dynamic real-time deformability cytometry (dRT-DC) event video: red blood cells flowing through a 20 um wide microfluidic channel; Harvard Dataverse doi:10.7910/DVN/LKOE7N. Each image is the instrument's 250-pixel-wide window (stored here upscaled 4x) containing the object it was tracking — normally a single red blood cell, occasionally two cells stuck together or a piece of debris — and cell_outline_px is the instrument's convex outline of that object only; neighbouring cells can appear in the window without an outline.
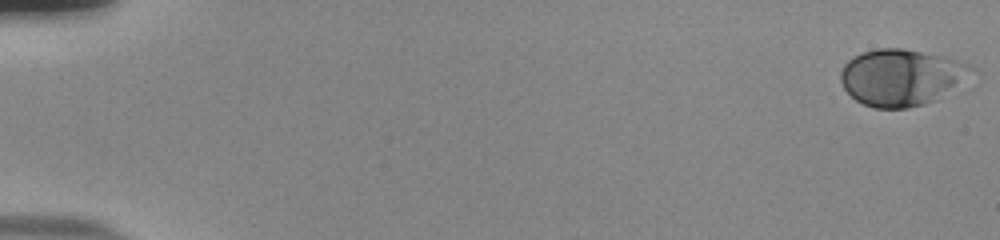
{"species": "human", "species_latin": "Homo sapiens", "temperature_condition": "room temperature", "stored_images_in_passage": 48, "camera_frame_rate_fps": 3000, "um_per_image_px": 0.085, "donor": {"sex": "male"}, "frame": {"image": 1, "passage_image": 1, "time_ms": 0.0, "image_size_px": [1000, 240], "cell_outline_px": [[972, 68], [936, 100], [924, 104], [908, 108], [876, 108], [864, 104], [856, 100], [844, 88], [840, 80], [840, 72], [844, 64], [852, 56], [876, 48], [900, 48], [940, 56], [956, 60], [968, 64]], "centroid_in_image_um": [76.46, 6.57], "position_along_channel_um": 8.5, "area_um2": 41.79}}
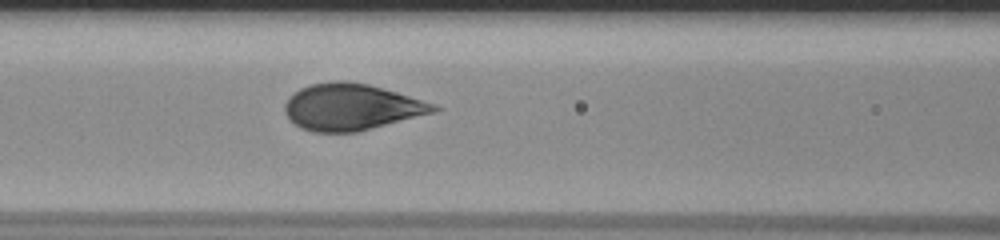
{"frame": {"image": 2, "passage_image": 25, "time_ms": 8.0, "image_size_px": [1000, 240], "cell_outline_px": [[444, 108], [436, 112], [356, 132], [312, 132], [300, 128], [284, 112], [284, 104], [288, 96], [300, 88], [312, 84], [332, 80], [344, 80], [368, 84], [396, 92], [436, 104]], "centroid_in_image_um": [29.86, 9.09], "position_along_channel_um": 136.7, "area_um2": 40.4}}
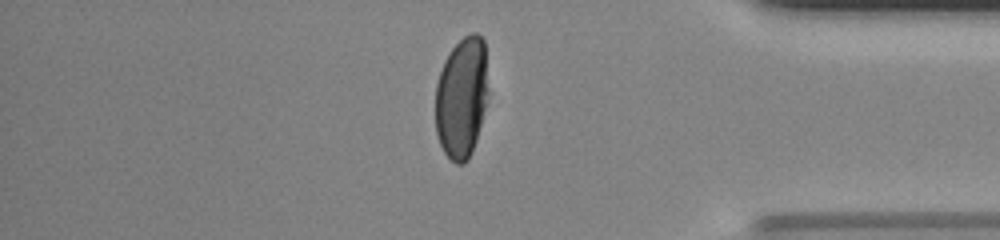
{"frame": {"image": 3, "passage_image": 47, "time_ms": 15.333, "image_size_px": [1000, 240], "cell_outline_px": [[488, 96], [476, 140], [472, 152], [468, 160], [464, 164], [456, 164], [444, 152], [440, 144], [436, 132], [436, 84], [444, 60], [448, 52], [464, 36], [472, 32], [476, 32], [484, 40], [488, 92]], "centroid_in_image_um": [39.24, 8.29], "position_along_channel_um": 396.0, "area_um2": 37.34}, "authors_computed_cell_mechanics": {"area_um2": 40.9513, "velocity_mm_per_s": 3.7994, "shape_relaxation_time_tau1_ms": 3.3589, "shape_relaxation_time_tau2_ms": null, "deformation_change_tau1": 0.1793, "deformation_change_tau2": null}}